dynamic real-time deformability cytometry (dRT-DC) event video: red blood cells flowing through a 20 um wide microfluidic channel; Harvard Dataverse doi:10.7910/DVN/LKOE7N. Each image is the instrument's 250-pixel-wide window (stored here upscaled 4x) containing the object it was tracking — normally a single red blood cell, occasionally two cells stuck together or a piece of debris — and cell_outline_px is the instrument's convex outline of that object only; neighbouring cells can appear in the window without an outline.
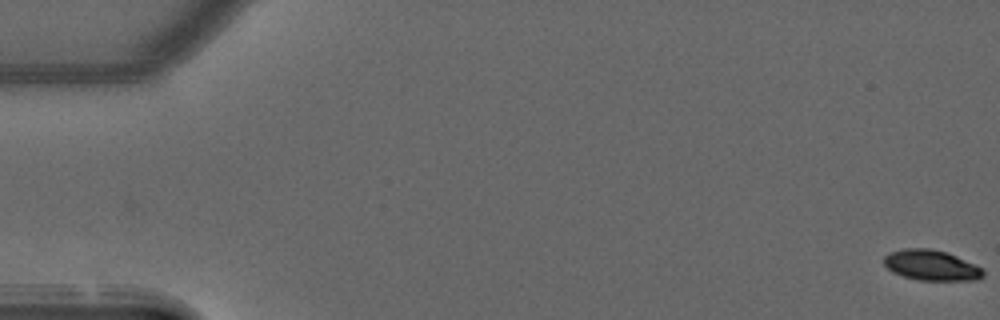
{"species": "common noctule bat (a hibernating species)", "species_latin": "Nyctalus noctula", "temperature_condition": "warm", "stored_images_in_passage": 52, "camera_frame_rate_fps": 3000, "um_per_image_px": 0.085, "animal": {"sex": "male", "forearm_length_mm": 52.5}, "frame": {"image": 1, "passage_image": 1, "time_ms": 0.0, "image_size_px": [1000, 320], "cell_outline_px": [[984, 276], [976, 280], [916, 280], [892, 272], [884, 264], [884, 256], [888, 252], [904, 248], [932, 248], [948, 252], [984, 268]], "centroid_in_image_um": [79.17, 22.53], "position_along_channel_um": 5.8, "area_um2": 17.86}}
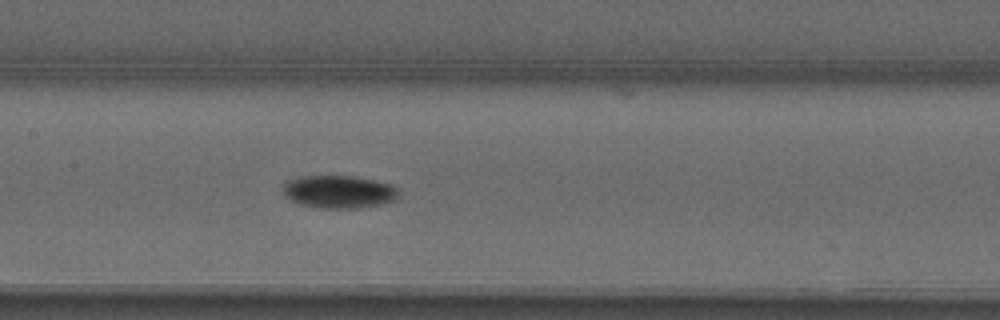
{"frame": {"image": 2, "passage_image": 26, "time_ms": 8.333, "image_size_px": [1000, 320], "cell_outline_px": [[400, 196], [396, 200], [380, 204], [360, 208], [324, 208], [300, 204], [284, 196], [284, 180], [300, 176], [352, 176], [392, 184], [396, 188]], "centroid_in_image_um": [28.8, 16.29], "position_along_channel_um": 178.6, "area_um2": 22.14}}
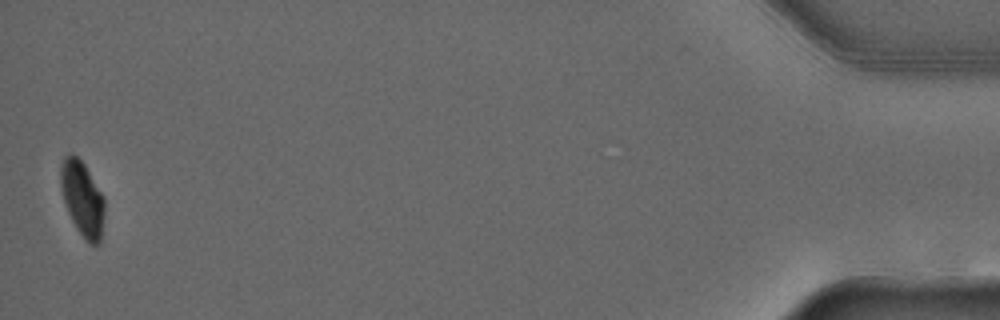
{"frame": {"image": 3, "passage_image": 52, "time_ms": 17.0, "image_size_px": [1000, 320], "cell_outline_px": [[104, 216], [100, 244], [92, 244], [84, 240], [76, 228], [68, 212], [60, 188], [60, 164], [64, 156], [68, 152], [72, 152], [84, 164], [104, 196]], "centroid_in_image_um": [6.99, 16.86], "position_along_channel_um": 428.2, "area_um2": 19.36}, "authors_computed_cell_mechanics": {"area_um2": 20.6346, "velocity_mm_per_s": 3.976, "shape_relaxation_time_tau1_ms": 4.3798, "shape_relaxation_time_tau2_ms": null, "deformation_change_tau1": 0.1593, "deformation_change_tau2": null}}